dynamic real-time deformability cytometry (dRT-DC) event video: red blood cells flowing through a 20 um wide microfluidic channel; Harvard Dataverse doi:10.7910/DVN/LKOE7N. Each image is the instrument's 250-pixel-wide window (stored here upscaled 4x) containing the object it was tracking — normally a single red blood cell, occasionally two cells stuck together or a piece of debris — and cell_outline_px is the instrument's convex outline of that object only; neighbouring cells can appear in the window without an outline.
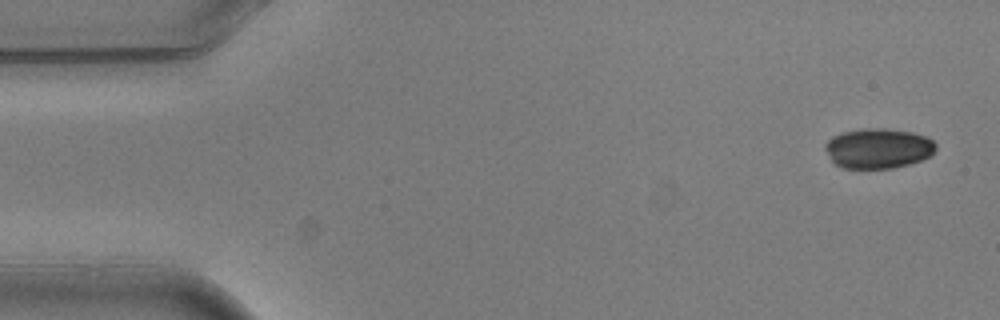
{"species": "common noctule bat (a hibernating species)", "species_latin": "Nyctalus noctula", "temperature_condition": "warm", "stored_images_in_passage": 3, "camera_frame_rate_fps": 3000, "um_per_image_px": 0.085, "animal": {"sex": "male", "body_mass_g": 20.5, "forearm_length_mm": 52.5}, "frame": {"image": 1, "passage_image": 1, "time_ms": 0.0, "image_size_px": [1000, 320], "cell_outline_px": [[936, 148], [928, 156], [920, 160], [908, 164], [892, 168], [844, 168], [836, 164], [832, 160], [824, 148], [824, 144], [832, 136], [840, 132], [864, 128], [888, 128], [912, 132], [924, 136], [932, 140], [936, 144]], "centroid_in_image_um": [74.61, 12.59], "position_along_channel_um": 10.4, "area_um2": 25.78}}